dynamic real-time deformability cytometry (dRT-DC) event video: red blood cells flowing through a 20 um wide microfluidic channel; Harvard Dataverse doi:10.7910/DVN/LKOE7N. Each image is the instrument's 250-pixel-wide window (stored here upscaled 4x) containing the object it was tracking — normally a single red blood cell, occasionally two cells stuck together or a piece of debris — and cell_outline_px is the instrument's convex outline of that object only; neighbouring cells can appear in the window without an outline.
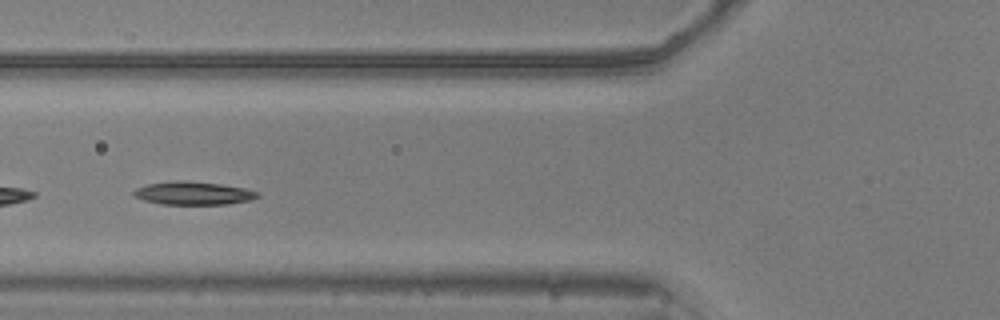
{"species": "common noctule bat (a hibernating species)", "species_latin": "Nyctalus noctula", "temperature_condition": "warm", "stored_images_in_passage": 47, "segment_of_instrument_passage": [2, 2], "camera_frame_rate_fps": 3000, "um_per_image_px": 0.085, "animal": {"sex": "male", "body_mass_g": 20.5, "forearm_length_mm": 52.5}, "frame": {"image": 1, "passage_image": 14, "time_ms": 4.333, "image_size_px": [1000, 320], "cell_outline_px": [[260, 196], [252, 200], [228, 204], [160, 204], [144, 200], [132, 196], [132, 192], [136, 188], [148, 184], [172, 180], [220, 184], [244, 188], [260, 192]], "centroid_in_image_um": [16.43, 16.43], "position_along_channel_um": 109.4, "area_um2": 16.7}}
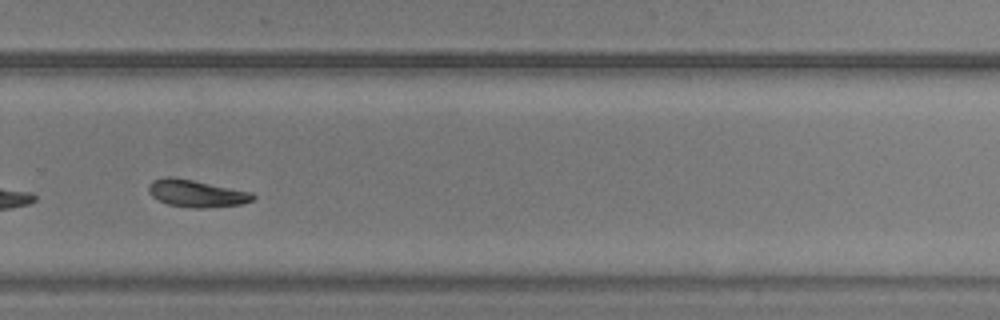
{"frame": {"image": 2, "passage_image": 30, "time_ms": 9.667, "image_size_px": [1000, 320], "cell_outline_px": [[256, 196], [252, 200], [240, 204], [204, 208], [192, 208], [168, 204], [152, 196], [148, 192], [148, 184], [152, 180], [164, 176], [172, 176], [252, 192]], "centroid_in_image_um": [16.66, 16.43], "position_along_channel_um": 313.1, "area_um2": 16.47}}
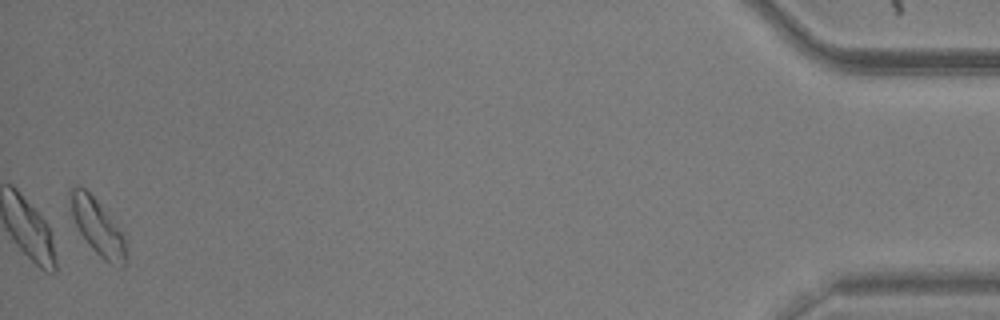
{"frame": {"image": 3, "passage_image": 46, "time_ms": 15.0, "image_size_px": [1000, 320], "cell_outline_px": [[128, 260], [120, 268], [108, 264], [88, 244], [80, 232], [68, 208], [68, 188], [84, 188], [96, 200], [128, 240]], "centroid_in_image_um": [8.32, 19.35], "position_along_channel_um": 426.9, "area_um2": 18.44}}